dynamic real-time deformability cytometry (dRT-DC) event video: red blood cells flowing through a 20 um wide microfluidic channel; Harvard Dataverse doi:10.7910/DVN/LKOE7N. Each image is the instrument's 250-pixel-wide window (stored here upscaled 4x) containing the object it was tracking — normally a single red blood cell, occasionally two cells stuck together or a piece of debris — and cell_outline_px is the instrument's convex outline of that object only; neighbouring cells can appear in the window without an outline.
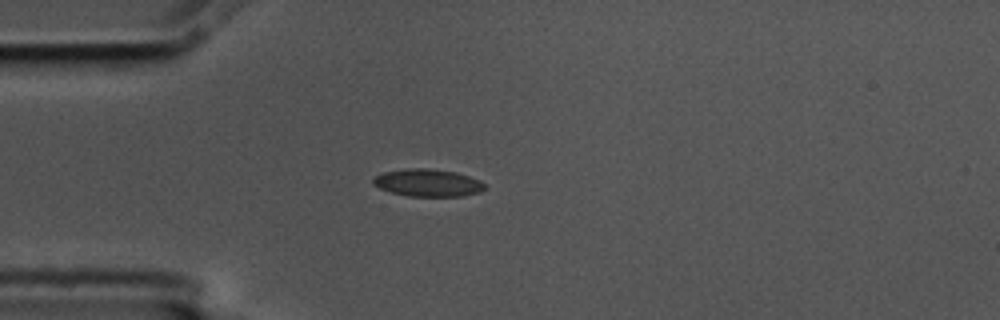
{"species": "common noctule bat (a hibernating species)", "species_latin": "Nyctalus noctula", "temperature_condition": "cold", "stored_images_in_passage": 2, "camera_frame_rate_fps": 3000, "um_per_image_px": 0.085, "animal": {"sex": "male", "body_mass_g": 17.5, "forearm_length_mm": 52.3}, "frame": {"image": 1, "passage_image": 2, "time_ms": 0.333, "image_size_px": [1000, 320], "cell_outline_px": [[484, 188], [480, 192], [460, 196], [408, 196], [392, 192], [380, 188], [372, 184], [372, 180], [376, 176], [384, 172], [408, 168], [428, 168], [456, 172], [468, 176], [484, 184]], "centroid_in_image_um": [36.32, 15.53], "position_along_channel_um": 48.7, "area_um2": 17.57}}